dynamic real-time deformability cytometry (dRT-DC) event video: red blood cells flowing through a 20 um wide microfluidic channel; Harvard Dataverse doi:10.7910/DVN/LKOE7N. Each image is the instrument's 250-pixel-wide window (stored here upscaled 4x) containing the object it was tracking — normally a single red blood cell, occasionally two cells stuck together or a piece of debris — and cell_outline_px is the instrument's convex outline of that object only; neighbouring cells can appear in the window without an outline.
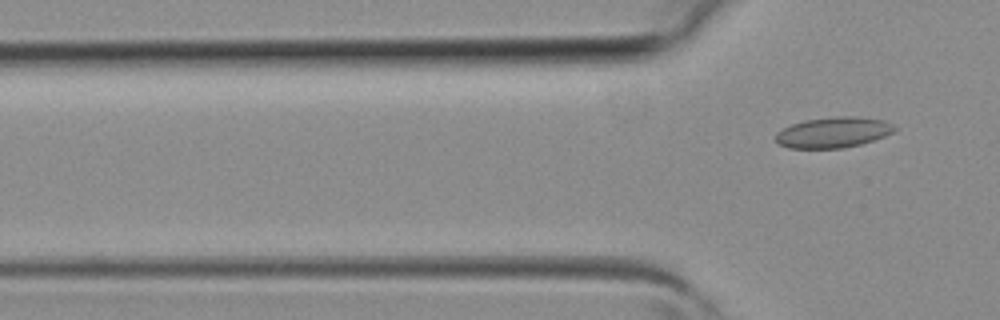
{"species": "common noctule bat (a hibernating species)", "species_latin": "Nyctalus noctula", "temperature_condition": "room temperature", "stored_images_in_passage": 4, "camera_frame_rate_fps": 3000, "um_per_image_px": 0.085, "animal": {"sex": "female", "body_mass_g": 19.3, "forearm_length_mm": 54.1}, "frame": {"image": 1, "passage_image": 4, "time_ms": 1.0, "image_size_px": [1000, 320], "cell_outline_px": [[896, 128], [892, 132], [884, 136], [860, 144], [844, 148], [788, 148], [780, 144], [776, 140], [776, 132], [792, 124], [804, 120], [836, 116], [856, 116], [884, 120], [892, 124]], "centroid_in_image_um": [70.82, 11.25], "position_along_channel_um": 55.0, "area_um2": 21.1}}